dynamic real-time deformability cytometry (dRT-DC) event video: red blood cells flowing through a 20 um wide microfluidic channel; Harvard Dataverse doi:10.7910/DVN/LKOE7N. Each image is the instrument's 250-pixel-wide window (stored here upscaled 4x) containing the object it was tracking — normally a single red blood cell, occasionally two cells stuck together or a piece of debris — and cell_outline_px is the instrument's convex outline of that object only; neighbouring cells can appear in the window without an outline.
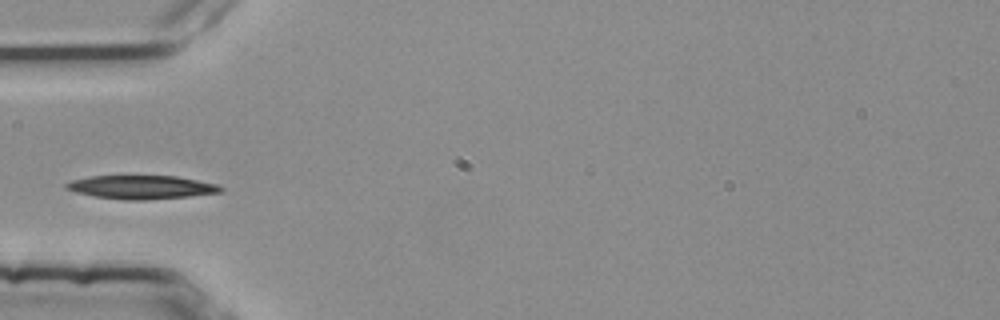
{"species": "common noctule bat (a hibernating species)", "species_latin": "Nyctalus noctula", "temperature_condition": "room temperature", "stored_images_in_passage": 4, "camera_frame_rate_fps": 3000, "um_per_image_px": 0.085, "animal": {"sex": "female", "body_mass_g": 25.1}, "frame": {"image": 1, "passage_image": 4, "time_ms": 1.0, "image_size_px": [1000, 320], "cell_outline_px": [[224, 188], [220, 192], [188, 196], [144, 200], [128, 200], [96, 196], [76, 192], [64, 188], [64, 184], [72, 180], [88, 176], [176, 176], [216, 184]], "centroid_in_image_um": [11.98, 15.9], "position_along_channel_um": 73.0, "area_um2": 20.92}}